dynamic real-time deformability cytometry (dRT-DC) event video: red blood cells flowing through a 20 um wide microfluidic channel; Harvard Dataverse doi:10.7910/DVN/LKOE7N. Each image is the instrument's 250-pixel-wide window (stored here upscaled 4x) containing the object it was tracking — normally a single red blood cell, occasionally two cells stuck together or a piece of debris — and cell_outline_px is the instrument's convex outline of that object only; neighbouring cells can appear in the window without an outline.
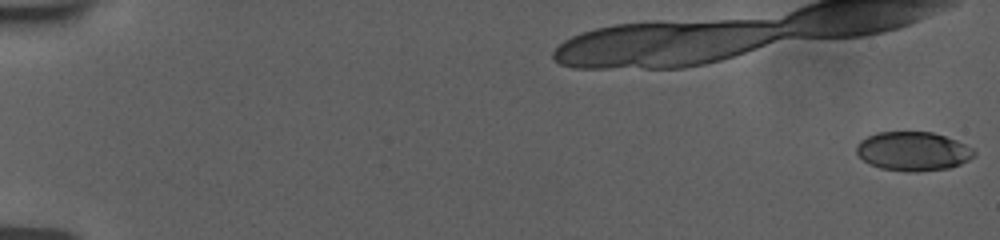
{"species": "human", "species_latin": "Homo sapiens", "temperature_condition": "room temperature", "stored_images_in_passage": 60, "camera_frame_rate_fps": 3000, "um_per_image_px": 0.085, "donor": {"sex": "female"}, "frame": {"image": 1, "passage_image": 1, "time_ms": 0.0, "image_size_px": [1000, 240], "cell_outline_px": [[976, 156], [960, 164], [948, 168], [916, 172], [908, 172], [880, 168], [864, 160], [856, 152], [856, 144], [860, 140], [876, 132], [932, 132], [956, 140], [972, 148], [976, 152]], "centroid_in_image_um": [77.61, 12.86], "position_along_channel_um": 7.4, "area_um2": 26.7}}
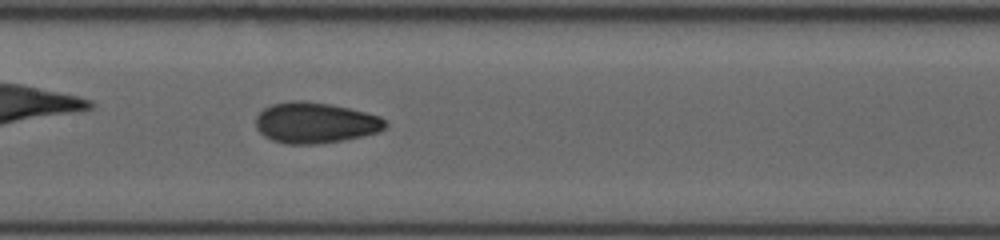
{"frame": {"image": 2, "passage_image": 42, "time_ms": 9.667, "image_size_px": [1000, 240], "cell_outline_px": [[388, 124], [380, 132], [364, 136], [344, 140], [316, 144], [288, 144], [272, 140], [264, 136], [256, 128], [256, 116], [264, 108], [272, 104], [292, 100], [300, 100], [332, 104], [380, 116]], "centroid_in_image_um": [26.8, 10.44], "position_along_channel_um": 180.6, "area_um2": 30.92}}
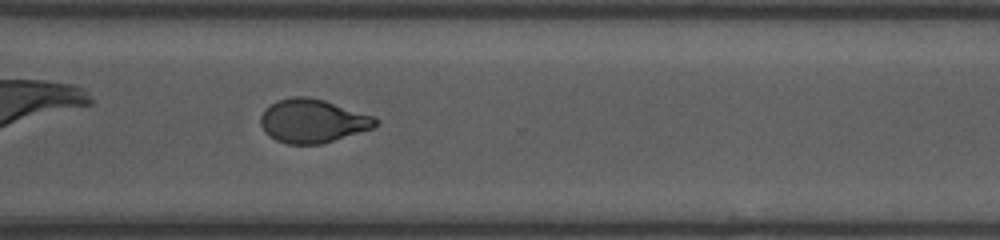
{"frame": {"image": 3, "passage_image": 59, "time_ms": 14.0, "image_size_px": [1000, 240], "cell_outline_px": [[380, 120], [372, 128], [320, 144], [288, 144], [276, 140], [264, 132], [260, 124], [260, 116], [264, 108], [276, 100], [292, 96], [308, 96], [324, 100], [376, 116]], "centroid_in_image_um": [26.54, 10.26], "position_along_channel_um": 344.1, "area_um2": 29.36}}